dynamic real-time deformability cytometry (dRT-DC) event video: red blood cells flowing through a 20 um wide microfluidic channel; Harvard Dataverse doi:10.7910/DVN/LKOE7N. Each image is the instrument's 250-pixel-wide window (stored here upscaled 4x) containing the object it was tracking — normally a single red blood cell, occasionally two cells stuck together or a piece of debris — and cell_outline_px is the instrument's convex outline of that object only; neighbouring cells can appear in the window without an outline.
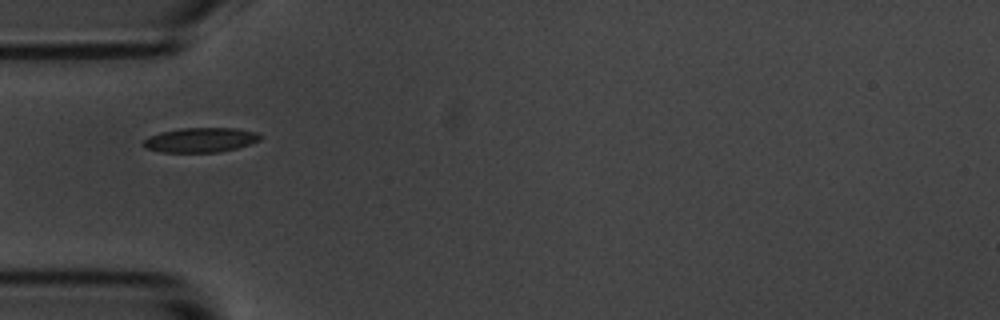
{"species": "common noctule bat (a hibernating species)", "species_latin": "Nyctalus noctula", "temperature_condition": "room temperature", "stored_images_in_passage": 3, "camera_frame_rate_fps": 3000, "um_per_image_px": 0.085, "animal": {"sex": "male", "body_mass_g": 20.1, "forearm_length_mm": 53.5}, "frame": {"image": 1, "passage_image": 1, "time_ms": 0.0, "image_size_px": [1000, 320], "cell_outline_px": [[260, 140], [236, 148], [220, 152], [160, 152], [144, 148], [140, 144], [148, 136], [160, 132], [180, 128], [236, 128], [256, 132], [260, 136]], "centroid_in_image_um": [16.97, 11.9], "position_along_channel_um": 68.0, "area_um2": 16.82}}
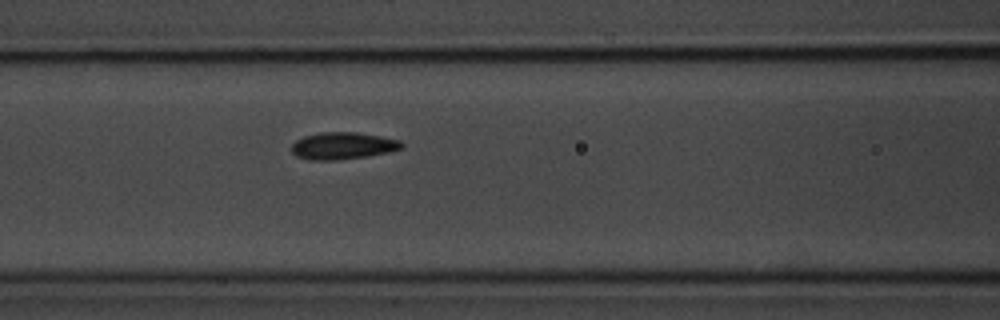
{"frame": {"image": 2, "passage_image": 3, "time_ms": 2.0, "image_size_px": [1000, 320], "cell_outline_px": [[404, 148], [388, 152], [368, 156], [336, 160], [308, 160], [296, 156], [292, 152], [292, 144], [296, 140], [304, 136], [320, 132], [356, 132], [380, 136], [400, 140], [404, 144]], "centroid_in_image_um": [29.14, 12.39], "position_along_channel_um": 137.5, "area_um2": 17.46}}